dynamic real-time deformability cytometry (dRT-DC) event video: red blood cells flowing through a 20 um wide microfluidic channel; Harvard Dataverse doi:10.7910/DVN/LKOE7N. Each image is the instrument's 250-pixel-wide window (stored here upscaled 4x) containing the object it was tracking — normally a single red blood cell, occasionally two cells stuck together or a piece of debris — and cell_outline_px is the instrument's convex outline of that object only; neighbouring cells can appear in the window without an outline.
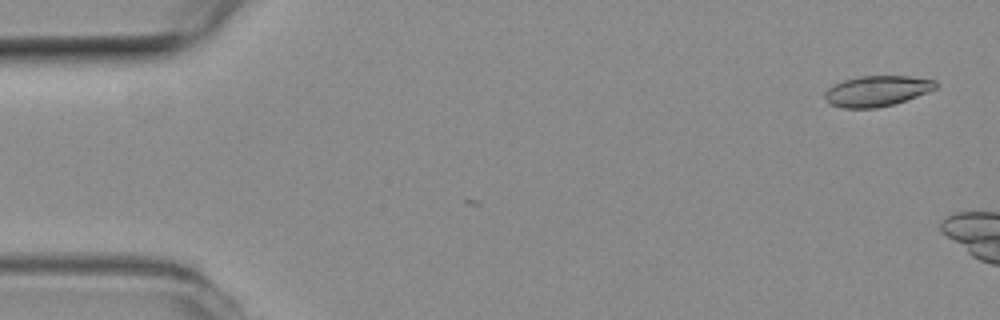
{"species": "common noctule bat (a hibernating species)", "species_latin": "Nyctalus noctula", "temperature_condition": "room temperature", "stored_images_in_passage": 2, "camera_frame_rate_fps": 3000, "um_per_image_px": 0.085, "animal": {"sex": "female", "body_mass_g": 19.3, "forearm_length_mm": 54.1}, "frame": {"image": 1, "passage_image": 2, "time_ms": 0.333, "image_size_px": [1000, 320], "cell_outline_px": [[936, 88], [928, 92], [892, 104], [876, 108], [844, 108], [828, 104], [824, 96], [824, 92], [828, 88], [844, 80], [860, 76], [908, 76], [936, 80]], "centroid_in_image_um": [74.51, 7.73], "position_along_channel_um": 10.5, "area_um2": 19.59}}